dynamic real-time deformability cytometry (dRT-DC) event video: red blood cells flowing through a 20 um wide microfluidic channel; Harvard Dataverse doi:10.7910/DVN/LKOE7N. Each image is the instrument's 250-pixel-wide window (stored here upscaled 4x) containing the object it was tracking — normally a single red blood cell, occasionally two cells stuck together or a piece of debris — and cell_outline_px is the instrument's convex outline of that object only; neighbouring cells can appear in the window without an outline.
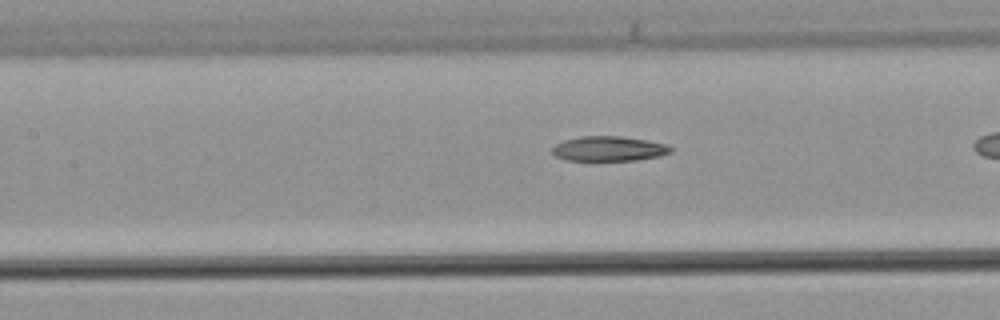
{"species": "common noctule bat (a hibernating species)", "species_latin": "Nyctalus noctula", "temperature_condition": "warm", "stored_images_in_passage": 31, "camera_frame_rate_fps": 3000, "um_per_image_px": 0.085, "animal": {"sex": "male", "body_mass_g": 21.5, "forearm_length_mm": 52.0}, "frame": {"image": 1, "passage_image": 14, "time_ms": 4.333, "image_size_px": [1000, 320], "cell_outline_px": [[672, 152], [660, 156], [636, 160], [564, 160], [556, 156], [552, 152], [552, 148], [556, 144], [564, 140], [580, 136], [620, 136], [648, 140], [668, 144], [672, 148]], "centroid_in_image_um": [51.78, 12.63], "position_along_channel_um": 155.6, "area_um2": 17.22}}